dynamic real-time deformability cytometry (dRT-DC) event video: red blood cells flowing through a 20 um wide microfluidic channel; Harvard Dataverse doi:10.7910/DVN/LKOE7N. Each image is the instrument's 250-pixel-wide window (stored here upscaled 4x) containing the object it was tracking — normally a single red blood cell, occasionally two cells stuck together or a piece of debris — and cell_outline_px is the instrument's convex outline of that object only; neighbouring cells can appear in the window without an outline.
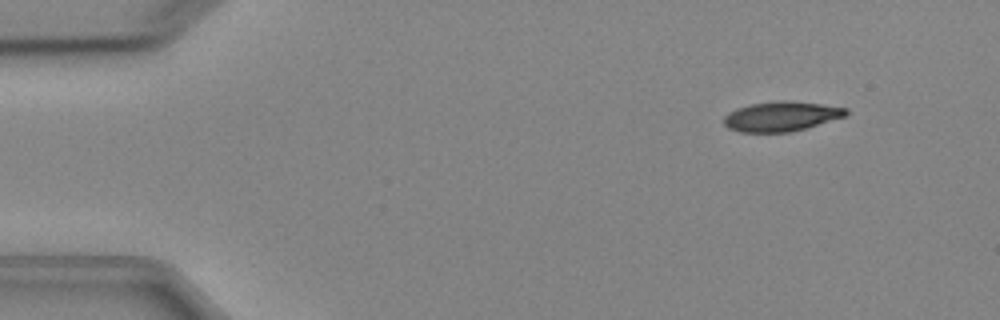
{"species": "Egyptian fruit bat (a non-hibernating species)", "species_latin": "Rousettus aegyptiacus", "temperature_condition": "cold", "stored_images_in_passage": 5, "camera_frame_rate_fps": 3000, "um_per_image_px": 0.085, "animal": {"sex": "female"}, "frame": {"image": 1, "passage_image": 2, "time_ms": 1.333, "image_size_px": [1000, 320], "cell_outline_px": [[848, 112], [844, 116], [804, 128], [788, 132], [740, 132], [728, 128], [724, 124], [724, 116], [728, 112], [736, 108], [752, 104], [776, 100], [788, 100], [820, 104], [848, 108]], "centroid_in_image_um": [66.36, 9.88], "position_along_channel_um": 18.6, "area_um2": 20.98}}